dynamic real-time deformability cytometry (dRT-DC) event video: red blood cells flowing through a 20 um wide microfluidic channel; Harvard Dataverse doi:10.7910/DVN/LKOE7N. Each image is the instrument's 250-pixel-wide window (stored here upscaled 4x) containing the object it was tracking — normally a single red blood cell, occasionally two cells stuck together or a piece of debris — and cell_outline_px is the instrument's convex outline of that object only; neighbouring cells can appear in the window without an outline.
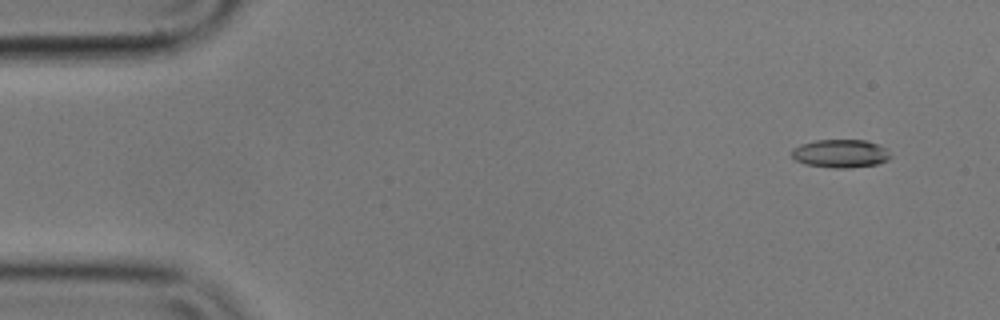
{"species": "common noctule bat (a hibernating species)", "species_latin": "Nyctalus noctula", "temperature_condition": "cold", "stored_images_in_passage": 56, "camera_frame_rate_fps": 3000, "um_per_image_px": 0.085, "animal": {"sex": "male", "body_mass_g": 17.9}, "frame": {"image": 1, "passage_image": 4, "time_ms": 1.0, "image_size_px": [1000, 320], "cell_outline_px": [[892, 156], [888, 160], [876, 164], [848, 168], [832, 168], [804, 164], [796, 160], [792, 156], [792, 148], [800, 144], [816, 140], [864, 140], [880, 144]], "centroid_in_image_um": [71.43, 13.05], "position_along_channel_um": 13.6, "area_um2": 16.3}}
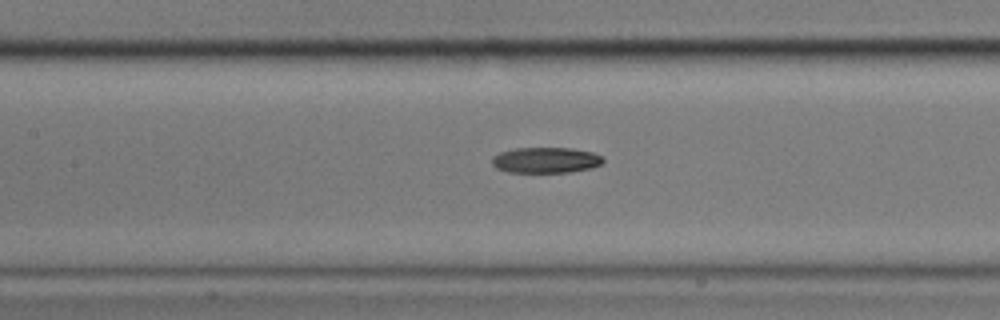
{"frame": {"image": 2, "passage_image": 25, "time_ms": 8.0, "image_size_px": [1000, 320], "cell_outline_px": [[604, 160], [600, 164], [592, 168], [572, 172], [508, 172], [496, 168], [492, 164], [492, 156], [500, 152], [516, 148], [572, 148], [592, 152], [600, 156]], "centroid_in_image_um": [46.37, 13.61], "position_along_channel_um": 161.0, "area_um2": 16.65}}
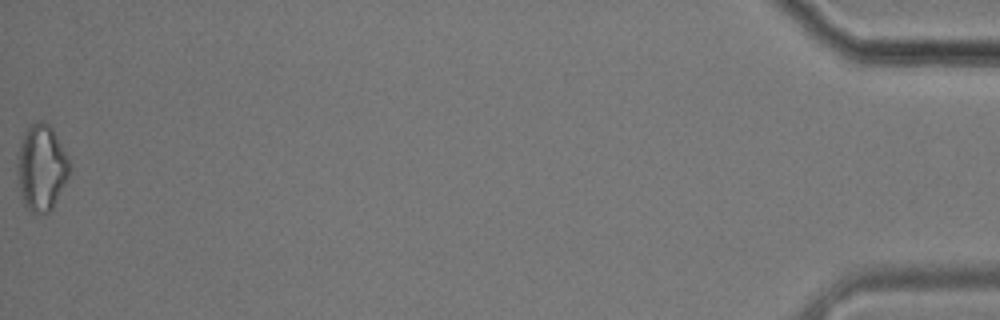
{"frame": {"image": 3, "passage_image": 56, "time_ms": 18.333, "image_size_px": [1000, 320], "cell_outline_px": [[72, 164], [68, 176], [52, 208], [48, 212], [36, 216], [24, 208], [16, 168], [16, 156], [24, 132], [36, 120], [40, 120], [48, 124], [52, 128], [68, 156]], "centroid_in_image_um": [3.51, 14.27], "position_along_channel_um": 431.7, "area_um2": 26.53}, "authors_computed_cell_mechanics": {"area_um2": 17.1666, "velocity_mm_per_s": 3.5832, "shape_relaxation_time_tau1_ms": 10.2166, "shape_relaxation_time_tau2_ms": null, "deformation_change_tau1": 0.2298, "deformation_change_tau2": null}}